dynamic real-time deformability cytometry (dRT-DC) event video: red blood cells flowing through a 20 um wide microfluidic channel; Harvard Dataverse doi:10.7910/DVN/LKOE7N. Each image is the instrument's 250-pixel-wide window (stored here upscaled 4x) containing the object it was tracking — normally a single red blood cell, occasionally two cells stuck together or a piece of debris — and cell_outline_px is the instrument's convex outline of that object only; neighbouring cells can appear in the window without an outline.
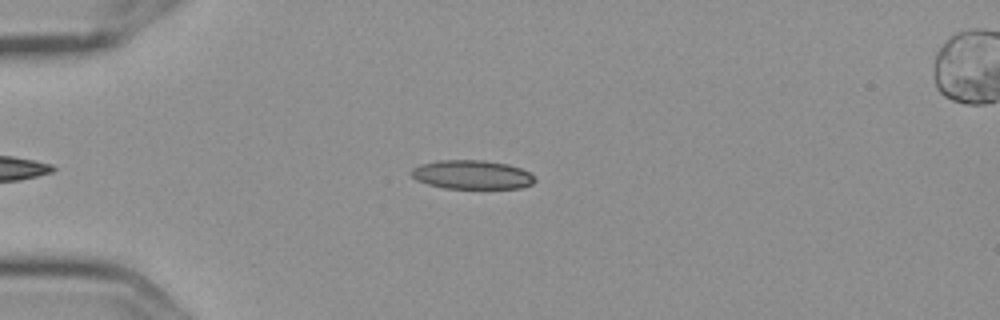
{"species": "Egyptian fruit bat (a non-hibernating species)", "species_latin": "Rousettus aegyptiacus", "temperature_condition": "cold", "stored_images_in_passage": 3, "camera_frame_rate_fps": 3000, "um_per_image_px": 0.085, "frame": {"image": 1, "passage_image": 2, "time_ms": 0.333, "image_size_px": [1000, 320], "cell_outline_px": [[536, 180], [532, 184], [520, 188], [444, 188], [428, 184], [416, 180], [412, 176], [412, 168], [420, 164], [440, 160], [484, 160], [508, 164], [520, 168], [528, 172]], "centroid_in_image_um": [40.11, 14.84], "position_along_channel_um": 44.9, "area_um2": 20.69}}